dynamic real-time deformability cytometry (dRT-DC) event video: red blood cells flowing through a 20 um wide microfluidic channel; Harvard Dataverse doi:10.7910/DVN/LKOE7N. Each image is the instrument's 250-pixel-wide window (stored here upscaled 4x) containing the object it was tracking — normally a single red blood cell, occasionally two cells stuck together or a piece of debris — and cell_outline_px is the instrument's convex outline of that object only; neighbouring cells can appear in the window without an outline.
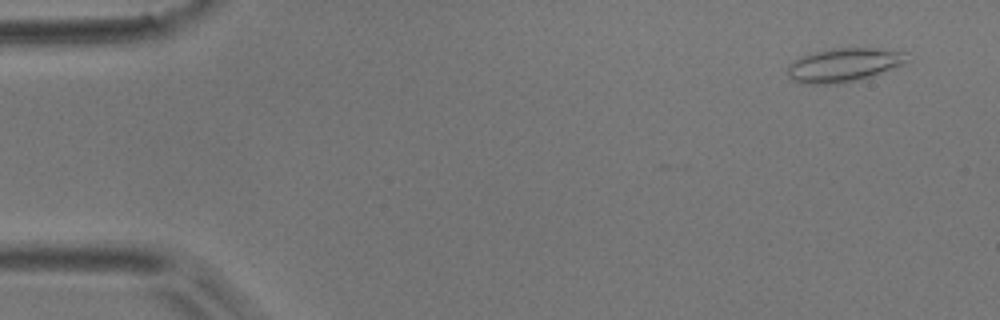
{"species": "common noctule bat (a hibernating species)", "species_latin": "Nyctalus noctula", "temperature_condition": "room temperature", "stored_images_in_passage": 7, "camera_frame_rate_fps": 3000, "um_per_image_px": 0.085, "animal": {"sex": "male", "body_mass_g": 17.9}, "frame": {"image": 1, "passage_image": 3, "time_ms": 0.667, "image_size_px": [1000, 320], "cell_outline_px": [[908, 60], [904, 64], [868, 76], [836, 84], [808, 84], [792, 80], [788, 76], [788, 64], [800, 56], [832, 48], [876, 48], [908, 52]], "centroid_in_image_um": [71.7, 5.5], "position_along_channel_um": 13.3, "area_um2": 23.18}}